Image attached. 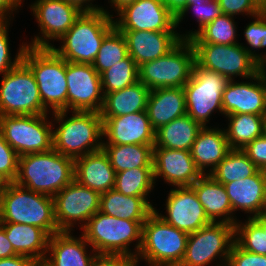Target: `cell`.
<instances>
[{
  "label": "cell",
  "mask_w": 266,
  "mask_h": 266,
  "mask_svg": "<svg viewBox=\"0 0 266 266\" xmlns=\"http://www.w3.org/2000/svg\"><path fill=\"white\" fill-rule=\"evenodd\" d=\"M3 185H4V182L0 180V194H1V190H2Z\"/></svg>",
  "instance_id": "cell-57"
},
{
  "label": "cell",
  "mask_w": 266,
  "mask_h": 266,
  "mask_svg": "<svg viewBox=\"0 0 266 266\" xmlns=\"http://www.w3.org/2000/svg\"><path fill=\"white\" fill-rule=\"evenodd\" d=\"M222 107L224 116L231 114L266 116V67L247 82L230 80L222 95Z\"/></svg>",
  "instance_id": "cell-19"
},
{
  "label": "cell",
  "mask_w": 266,
  "mask_h": 266,
  "mask_svg": "<svg viewBox=\"0 0 266 266\" xmlns=\"http://www.w3.org/2000/svg\"><path fill=\"white\" fill-rule=\"evenodd\" d=\"M74 180L100 194L114 189L116 172L104 150L74 159Z\"/></svg>",
  "instance_id": "cell-25"
},
{
  "label": "cell",
  "mask_w": 266,
  "mask_h": 266,
  "mask_svg": "<svg viewBox=\"0 0 266 266\" xmlns=\"http://www.w3.org/2000/svg\"><path fill=\"white\" fill-rule=\"evenodd\" d=\"M195 63V50L182 40L168 54L139 66V81L150 90L181 87L189 81Z\"/></svg>",
  "instance_id": "cell-10"
},
{
  "label": "cell",
  "mask_w": 266,
  "mask_h": 266,
  "mask_svg": "<svg viewBox=\"0 0 266 266\" xmlns=\"http://www.w3.org/2000/svg\"><path fill=\"white\" fill-rule=\"evenodd\" d=\"M128 56L125 36L114 27L103 39L93 68L101 74Z\"/></svg>",
  "instance_id": "cell-39"
},
{
  "label": "cell",
  "mask_w": 266,
  "mask_h": 266,
  "mask_svg": "<svg viewBox=\"0 0 266 266\" xmlns=\"http://www.w3.org/2000/svg\"><path fill=\"white\" fill-rule=\"evenodd\" d=\"M223 14L249 15L252 18L264 10L266 0H217Z\"/></svg>",
  "instance_id": "cell-45"
},
{
  "label": "cell",
  "mask_w": 266,
  "mask_h": 266,
  "mask_svg": "<svg viewBox=\"0 0 266 266\" xmlns=\"http://www.w3.org/2000/svg\"><path fill=\"white\" fill-rule=\"evenodd\" d=\"M234 16L221 14L201 29L189 41L191 43H211L233 45L238 43L236 40L237 27Z\"/></svg>",
  "instance_id": "cell-37"
},
{
  "label": "cell",
  "mask_w": 266,
  "mask_h": 266,
  "mask_svg": "<svg viewBox=\"0 0 266 266\" xmlns=\"http://www.w3.org/2000/svg\"><path fill=\"white\" fill-rule=\"evenodd\" d=\"M154 144H103L116 173L133 168H153Z\"/></svg>",
  "instance_id": "cell-33"
},
{
  "label": "cell",
  "mask_w": 266,
  "mask_h": 266,
  "mask_svg": "<svg viewBox=\"0 0 266 266\" xmlns=\"http://www.w3.org/2000/svg\"><path fill=\"white\" fill-rule=\"evenodd\" d=\"M67 111L100 113L104 94L100 74L89 63L66 61Z\"/></svg>",
  "instance_id": "cell-16"
},
{
  "label": "cell",
  "mask_w": 266,
  "mask_h": 266,
  "mask_svg": "<svg viewBox=\"0 0 266 266\" xmlns=\"http://www.w3.org/2000/svg\"><path fill=\"white\" fill-rule=\"evenodd\" d=\"M150 89L143 83H136L124 89L107 93L100 111L101 117H117L146 111Z\"/></svg>",
  "instance_id": "cell-30"
},
{
  "label": "cell",
  "mask_w": 266,
  "mask_h": 266,
  "mask_svg": "<svg viewBox=\"0 0 266 266\" xmlns=\"http://www.w3.org/2000/svg\"><path fill=\"white\" fill-rule=\"evenodd\" d=\"M71 231H60L49 237L48 248L41 266H91L97 253L81 234L72 236ZM92 253V254H91ZM49 256V257H48Z\"/></svg>",
  "instance_id": "cell-22"
},
{
  "label": "cell",
  "mask_w": 266,
  "mask_h": 266,
  "mask_svg": "<svg viewBox=\"0 0 266 266\" xmlns=\"http://www.w3.org/2000/svg\"><path fill=\"white\" fill-rule=\"evenodd\" d=\"M19 155L4 139L0 131V180L4 183L15 182L18 174Z\"/></svg>",
  "instance_id": "cell-44"
},
{
  "label": "cell",
  "mask_w": 266,
  "mask_h": 266,
  "mask_svg": "<svg viewBox=\"0 0 266 266\" xmlns=\"http://www.w3.org/2000/svg\"><path fill=\"white\" fill-rule=\"evenodd\" d=\"M192 45L195 50V62L200 67L217 72L229 80H234L238 76L246 80L262 69L240 42L233 45L211 43H192Z\"/></svg>",
  "instance_id": "cell-13"
},
{
  "label": "cell",
  "mask_w": 266,
  "mask_h": 266,
  "mask_svg": "<svg viewBox=\"0 0 266 266\" xmlns=\"http://www.w3.org/2000/svg\"><path fill=\"white\" fill-rule=\"evenodd\" d=\"M262 213L266 216V200H265V205H264V209Z\"/></svg>",
  "instance_id": "cell-58"
},
{
  "label": "cell",
  "mask_w": 266,
  "mask_h": 266,
  "mask_svg": "<svg viewBox=\"0 0 266 266\" xmlns=\"http://www.w3.org/2000/svg\"><path fill=\"white\" fill-rule=\"evenodd\" d=\"M198 200L211 222H225L235 225L239 220L233 214L232 206L225 187L209 174L202 175L194 184Z\"/></svg>",
  "instance_id": "cell-27"
},
{
  "label": "cell",
  "mask_w": 266,
  "mask_h": 266,
  "mask_svg": "<svg viewBox=\"0 0 266 266\" xmlns=\"http://www.w3.org/2000/svg\"><path fill=\"white\" fill-rule=\"evenodd\" d=\"M99 211L120 219L145 221L154 208L143 197L126 196L112 189L101 194Z\"/></svg>",
  "instance_id": "cell-31"
},
{
  "label": "cell",
  "mask_w": 266,
  "mask_h": 266,
  "mask_svg": "<svg viewBox=\"0 0 266 266\" xmlns=\"http://www.w3.org/2000/svg\"><path fill=\"white\" fill-rule=\"evenodd\" d=\"M103 94L111 93L139 81V66L128 55L100 74Z\"/></svg>",
  "instance_id": "cell-38"
},
{
  "label": "cell",
  "mask_w": 266,
  "mask_h": 266,
  "mask_svg": "<svg viewBox=\"0 0 266 266\" xmlns=\"http://www.w3.org/2000/svg\"><path fill=\"white\" fill-rule=\"evenodd\" d=\"M201 128L187 114L176 118L155 131L154 147L190 151Z\"/></svg>",
  "instance_id": "cell-32"
},
{
  "label": "cell",
  "mask_w": 266,
  "mask_h": 266,
  "mask_svg": "<svg viewBox=\"0 0 266 266\" xmlns=\"http://www.w3.org/2000/svg\"><path fill=\"white\" fill-rule=\"evenodd\" d=\"M229 81L195 62L191 78L183 86L187 115L202 127L207 126L213 112L219 111L223 115L222 95Z\"/></svg>",
  "instance_id": "cell-9"
},
{
  "label": "cell",
  "mask_w": 266,
  "mask_h": 266,
  "mask_svg": "<svg viewBox=\"0 0 266 266\" xmlns=\"http://www.w3.org/2000/svg\"><path fill=\"white\" fill-rule=\"evenodd\" d=\"M189 9L194 10V15L197 17L198 30H190L186 34H180L182 40H190L194 37L201 29H203L212 20L216 19L222 14V10L217 0H209L204 3L187 4L184 10L176 17V27L185 19V15L189 12Z\"/></svg>",
  "instance_id": "cell-42"
},
{
  "label": "cell",
  "mask_w": 266,
  "mask_h": 266,
  "mask_svg": "<svg viewBox=\"0 0 266 266\" xmlns=\"http://www.w3.org/2000/svg\"><path fill=\"white\" fill-rule=\"evenodd\" d=\"M258 170L242 149H231L209 175L224 185L250 177Z\"/></svg>",
  "instance_id": "cell-35"
},
{
  "label": "cell",
  "mask_w": 266,
  "mask_h": 266,
  "mask_svg": "<svg viewBox=\"0 0 266 266\" xmlns=\"http://www.w3.org/2000/svg\"><path fill=\"white\" fill-rule=\"evenodd\" d=\"M119 31L177 32L176 17L161 0H136L117 13Z\"/></svg>",
  "instance_id": "cell-17"
},
{
  "label": "cell",
  "mask_w": 266,
  "mask_h": 266,
  "mask_svg": "<svg viewBox=\"0 0 266 266\" xmlns=\"http://www.w3.org/2000/svg\"><path fill=\"white\" fill-rule=\"evenodd\" d=\"M136 259L125 255L97 254L91 266H134Z\"/></svg>",
  "instance_id": "cell-48"
},
{
  "label": "cell",
  "mask_w": 266,
  "mask_h": 266,
  "mask_svg": "<svg viewBox=\"0 0 266 266\" xmlns=\"http://www.w3.org/2000/svg\"><path fill=\"white\" fill-rule=\"evenodd\" d=\"M235 242V225L211 222L188 235L184 258L179 266H208L217 257L226 266ZM221 264V265H220Z\"/></svg>",
  "instance_id": "cell-11"
},
{
  "label": "cell",
  "mask_w": 266,
  "mask_h": 266,
  "mask_svg": "<svg viewBox=\"0 0 266 266\" xmlns=\"http://www.w3.org/2000/svg\"><path fill=\"white\" fill-rule=\"evenodd\" d=\"M206 1H209V0H188V4H195V5H197V3H204Z\"/></svg>",
  "instance_id": "cell-56"
},
{
  "label": "cell",
  "mask_w": 266,
  "mask_h": 266,
  "mask_svg": "<svg viewBox=\"0 0 266 266\" xmlns=\"http://www.w3.org/2000/svg\"><path fill=\"white\" fill-rule=\"evenodd\" d=\"M58 111L52 113L53 149L64 156L78 157L102 150L103 130L100 113L91 111ZM66 118V119H65ZM55 129V130H54Z\"/></svg>",
  "instance_id": "cell-2"
},
{
  "label": "cell",
  "mask_w": 266,
  "mask_h": 266,
  "mask_svg": "<svg viewBox=\"0 0 266 266\" xmlns=\"http://www.w3.org/2000/svg\"><path fill=\"white\" fill-rule=\"evenodd\" d=\"M253 22L248 23L244 29V37L247 46L243 47L248 51L249 55L262 67H266V54L257 52V49L266 48V13L264 11L255 15ZM256 49V50H254Z\"/></svg>",
  "instance_id": "cell-41"
},
{
  "label": "cell",
  "mask_w": 266,
  "mask_h": 266,
  "mask_svg": "<svg viewBox=\"0 0 266 266\" xmlns=\"http://www.w3.org/2000/svg\"><path fill=\"white\" fill-rule=\"evenodd\" d=\"M101 118L103 144H155V130L146 111Z\"/></svg>",
  "instance_id": "cell-21"
},
{
  "label": "cell",
  "mask_w": 266,
  "mask_h": 266,
  "mask_svg": "<svg viewBox=\"0 0 266 266\" xmlns=\"http://www.w3.org/2000/svg\"><path fill=\"white\" fill-rule=\"evenodd\" d=\"M0 223L37 226L49 236L60 232L55 219L54 198L17 185L4 183L0 194Z\"/></svg>",
  "instance_id": "cell-1"
},
{
  "label": "cell",
  "mask_w": 266,
  "mask_h": 266,
  "mask_svg": "<svg viewBox=\"0 0 266 266\" xmlns=\"http://www.w3.org/2000/svg\"><path fill=\"white\" fill-rule=\"evenodd\" d=\"M264 135L266 136V122H265V126H264Z\"/></svg>",
  "instance_id": "cell-59"
},
{
  "label": "cell",
  "mask_w": 266,
  "mask_h": 266,
  "mask_svg": "<svg viewBox=\"0 0 266 266\" xmlns=\"http://www.w3.org/2000/svg\"><path fill=\"white\" fill-rule=\"evenodd\" d=\"M22 62L31 70L38 84L43 107L52 113L67 110L68 83L66 60L52 48L27 46Z\"/></svg>",
  "instance_id": "cell-5"
},
{
  "label": "cell",
  "mask_w": 266,
  "mask_h": 266,
  "mask_svg": "<svg viewBox=\"0 0 266 266\" xmlns=\"http://www.w3.org/2000/svg\"><path fill=\"white\" fill-rule=\"evenodd\" d=\"M226 266H266V255L248 252L234 242Z\"/></svg>",
  "instance_id": "cell-46"
},
{
  "label": "cell",
  "mask_w": 266,
  "mask_h": 266,
  "mask_svg": "<svg viewBox=\"0 0 266 266\" xmlns=\"http://www.w3.org/2000/svg\"><path fill=\"white\" fill-rule=\"evenodd\" d=\"M74 159L52 149L19 156L15 183L34 192L54 197L74 181Z\"/></svg>",
  "instance_id": "cell-3"
},
{
  "label": "cell",
  "mask_w": 266,
  "mask_h": 266,
  "mask_svg": "<svg viewBox=\"0 0 266 266\" xmlns=\"http://www.w3.org/2000/svg\"><path fill=\"white\" fill-rule=\"evenodd\" d=\"M144 222L120 219L98 211L81 230L97 254L125 255L136 259L142 244ZM133 242L135 248L132 252L130 244Z\"/></svg>",
  "instance_id": "cell-4"
},
{
  "label": "cell",
  "mask_w": 266,
  "mask_h": 266,
  "mask_svg": "<svg viewBox=\"0 0 266 266\" xmlns=\"http://www.w3.org/2000/svg\"><path fill=\"white\" fill-rule=\"evenodd\" d=\"M48 114L0 115V131L19 156L53 149V127L56 125L48 120Z\"/></svg>",
  "instance_id": "cell-8"
},
{
  "label": "cell",
  "mask_w": 266,
  "mask_h": 266,
  "mask_svg": "<svg viewBox=\"0 0 266 266\" xmlns=\"http://www.w3.org/2000/svg\"><path fill=\"white\" fill-rule=\"evenodd\" d=\"M136 0H109L108 2L111 3L110 6L113 8L114 11H121L125 6L130 3H134Z\"/></svg>",
  "instance_id": "cell-54"
},
{
  "label": "cell",
  "mask_w": 266,
  "mask_h": 266,
  "mask_svg": "<svg viewBox=\"0 0 266 266\" xmlns=\"http://www.w3.org/2000/svg\"><path fill=\"white\" fill-rule=\"evenodd\" d=\"M22 0H0V21H11L12 15L21 6Z\"/></svg>",
  "instance_id": "cell-50"
},
{
  "label": "cell",
  "mask_w": 266,
  "mask_h": 266,
  "mask_svg": "<svg viewBox=\"0 0 266 266\" xmlns=\"http://www.w3.org/2000/svg\"><path fill=\"white\" fill-rule=\"evenodd\" d=\"M100 196L99 192L75 180L59 191L53 197L55 219L59 231H73L76 222L82 229L88 220L100 210Z\"/></svg>",
  "instance_id": "cell-14"
},
{
  "label": "cell",
  "mask_w": 266,
  "mask_h": 266,
  "mask_svg": "<svg viewBox=\"0 0 266 266\" xmlns=\"http://www.w3.org/2000/svg\"><path fill=\"white\" fill-rule=\"evenodd\" d=\"M155 183L153 168H133L116 173L114 189L126 196L143 197L154 208L148 196Z\"/></svg>",
  "instance_id": "cell-36"
},
{
  "label": "cell",
  "mask_w": 266,
  "mask_h": 266,
  "mask_svg": "<svg viewBox=\"0 0 266 266\" xmlns=\"http://www.w3.org/2000/svg\"><path fill=\"white\" fill-rule=\"evenodd\" d=\"M253 219L262 227L264 232H266V216L261 213L257 216H254Z\"/></svg>",
  "instance_id": "cell-55"
},
{
  "label": "cell",
  "mask_w": 266,
  "mask_h": 266,
  "mask_svg": "<svg viewBox=\"0 0 266 266\" xmlns=\"http://www.w3.org/2000/svg\"><path fill=\"white\" fill-rule=\"evenodd\" d=\"M167 197V214H159L156 207L154 211L171 226L190 234L211 223L191 186L171 188Z\"/></svg>",
  "instance_id": "cell-18"
},
{
  "label": "cell",
  "mask_w": 266,
  "mask_h": 266,
  "mask_svg": "<svg viewBox=\"0 0 266 266\" xmlns=\"http://www.w3.org/2000/svg\"><path fill=\"white\" fill-rule=\"evenodd\" d=\"M235 242L248 252L266 255V232L253 218L235 224Z\"/></svg>",
  "instance_id": "cell-40"
},
{
  "label": "cell",
  "mask_w": 266,
  "mask_h": 266,
  "mask_svg": "<svg viewBox=\"0 0 266 266\" xmlns=\"http://www.w3.org/2000/svg\"><path fill=\"white\" fill-rule=\"evenodd\" d=\"M67 3L73 4L76 7H78L81 11L83 12H92V11H104L105 14L113 17L112 14L107 9H104V7L99 6V5H94L92 2L93 0H64ZM99 6V7H98Z\"/></svg>",
  "instance_id": "cell-52"
},
{
  "label": "cell",
  "mask_w": 266,
  "mask_h": 266,
  "mask_svg": "<svg viewBox=\"0 0 266 266\" xmlns=\"http://www.w3.org/2000/svg\"><path fill=\"white\" fill-rule=\"evenodd\" d=\"M30 9L37 19L40 32L25 43L37 48H51V40L59 41L83 12L64 0H35Z\"/></svg>",
  "instance_id": "cell-15"
},
{
  "label": "cell",
  "mask_w": 266,
  "mask_h": 266,
  "mask_svg": "<svg viewBox=\"0 0 266 266\" xmlns=\"http://www.w3.org/2000/svg\"><path fill=\"white\" fill-rule=\"evenodd\" d=\"M228 128L224 129L231 149H243L255 138L264 135L266 116L257 114H231Z\"/></svg>",
  "instance_id": "cell-34"
},
{
  "label": "cell",
  "mask_w": 266,
  "mask_h": 266,
  "mask_svg": "<svg viewBox=\"0 0 266 266\" xmlns=\"http://www.w3.org/2000/svg\"><path fill=\"white\" fill-rule=\"evenodd\" d=\"M188 235L153 211L142 225V244L136 263L144 259L149 266H179L185 255Z\"/></svg>",
  "instance_id": "cell-7"
},
{
  "label": "cell",
  "mask_w": 266,
  "mask_h": 266,
  "mask_svg": "<svg viewBox=\"0 0 266 266\" xmlns=\"http://www.w3.org/2000/svg\"><path fill=\"white\" fill-rule=\"evenodd\" d=\"M146 112L155 131L172 120L186 115L184 89L172 87L150 90Z\"/></svg>",
  "instance_id": "cell-28"
},
{
  "label": "cell",
  "mask_w": 266,
  "mask_h": 266,
  "mask_svg": "<svg viewBox=\"0 0 266 266\" xmlns=\"http://www.w3.org/2000/svg\"><path fill=\"white\" fill-rule=\"evenodd\" d=\"M230 150L224 128L206 126L198 132L190 151L196 167L206 175L226 157Z\"/></svg>",
  "instance_id": "cell-26"
},
{
  "label": "cell",
  "mask_w": 266,
  "mask_h": 266,
  "mask_svg": "<svg viewBox=\"0 0 266 266\" xmlns=\"http://www.w3.org/2000/svg\"><path fill=\"white\" fill-rule=\"evenodd\" d=\"M120 32L125 36L128 55L138 66L165 56L182 41L180 32Z\"/></svg>",
  "instance_id": "cell-23"
},
{
  "label": "cell",
  "mask_w": 266,
  "mask_h": 266,
  "mask_svg": "<svg viewBox=\"0 0 266 266\" xmlns=\"http://www.w3.org/2000/svg\"><path fill=\"white\" fill-rule=\"evenodd\" d=\"M115 27L113 17L104 11L82 12L74 25L51 47L67 62L92 64L104 37Z\"/></svg>",
  "instance_id": "cell-6"
},
{
  "label": "cell",
  "mask_w": 266,
  "mask_h": 266,
  "mask_svg": "<svg viewBox=\"0 0 266 266\" xmlns=\"http://www.w3.org/2000/svg\"><path fill=\"white\" fill-rule=\"evenodd\" d=\"M6 237L19 255H25L42 263L45 259L49 235L40 227L19 223H0Z\"/></svg>",
  "instance_id": "cell-29"
},
{
  "label": "cell",
  "mask_w": 266,
  "mask_h": 266,
  "mask_svg": "<svg viewBox=\"0 0 266 266\" xmlns=\"http://www.w3.org/2000/svg\"><path fill=\"white\" fill-rule=\"evenodd\" d=\"M161 1L175 17H177L188 4V0H161Z\"/></svg>",
  "instance_id": "cell-53"
},
{
  "label": "cell",
  "mask_w": 266,
  "mask_h": 266,
  "mask_svg": "<svg viewBox=\"0 0 266 266\" xmlns=\"http://www.w3.org/2000/svg\"><path fill=\"white\" fill-rule=\"evenodd\" d=\"M259 170L266 171V136L255 138L242 149Z\"/></svg>",
  "instance_id": "cell-47"
},
{
  "label": "cell",
  "mask_w": 266,
  "mask_h": 266,
  "mask_svg": "<svg viewBox=\"0 0 266 266\" xmlns=\"http://www.w3.org/2000/svg\"><path fill=\"white\" fill-rule=\"evenodd\" d=\"M9 21H0V75H4L9 70L15 68L21 61L22 55L27 45L22 43L14 59L10 53V41L8 37Z\"/></svg>",
  "instance_id": "cell-43"
},
{
  "label": "cell",
  "mask_w": 266,
  "mask_h": 266,
  "mask_svg": "<svg viewBox=\"0 0 266 266\" xmlns=\"http://www.w3.org/2000/svg\"><path fill=\"white\" fill-rule=\"evenodd\" d=\"M233 214L241 210L253 218L263 212L266 200V171L258 170L254 175L224 184Z\"/></svg>",
  "instance_id": "cell-24"
},
{
  "label": "cell",
  "mask_w": 266,
  "mask_h": 266,
  "mask_svg": "<svg viewBox=\"0 0 266 266\" xmlns=\"http://www.w3.org/2000/svg\"><path fill=\"white\" fill-rule=\"evenodd\" d=\"M0 266H41V263L34 258L18 254L0 259Z\"/></svg>",
  "instance_id": "cell-49"
},
{
  "label": "cell",
  "mask_w": 266,
  "mask_h": 266,
  "mask_svg": "<svg viewBox=\"0 0 266 266\" xmlns=\"http://www.w3.org/2000/svg\"><path fill=\"white\" fill-rule=\"evenodd\" d=\"M152 163L154 181L162 177L173 187L191 186L203 175L188 150L153 147Z\"/></svg>",
  "instance_id": "cell-20"
},
{
  "label": "cell",
  "mask_w": 266,
  "mask_h": 266,
  "mask_svg": "<svg viewBox=\"0 0 266 266\" xmlns=\"http://www.w3.org/2000/svg\"><path fill=\"white\" fill-rule=\"evenodd\" d=\"M0 83V115L47 114L38 84L31 70L21 61L4 75Z\"/></svg>",
  "instance_id": "cell-12"
},
{
  "label": "cell",
  "mask_w": 266,
  "mask_h": 266,
  "mask_svg": "<svg viewBox=\"0 0 266 266\" xmlns=\"http://www.w3.org/2000/svg\"><path fill=\"white\" fill-rule=\"evenodd\" d=\"M15 255H18V253L14 250L13 245L7 239L5 230L0 224V259L13 257Z\"/></svg>",
  "instance_id": "cell-51"
}]
</instances>
